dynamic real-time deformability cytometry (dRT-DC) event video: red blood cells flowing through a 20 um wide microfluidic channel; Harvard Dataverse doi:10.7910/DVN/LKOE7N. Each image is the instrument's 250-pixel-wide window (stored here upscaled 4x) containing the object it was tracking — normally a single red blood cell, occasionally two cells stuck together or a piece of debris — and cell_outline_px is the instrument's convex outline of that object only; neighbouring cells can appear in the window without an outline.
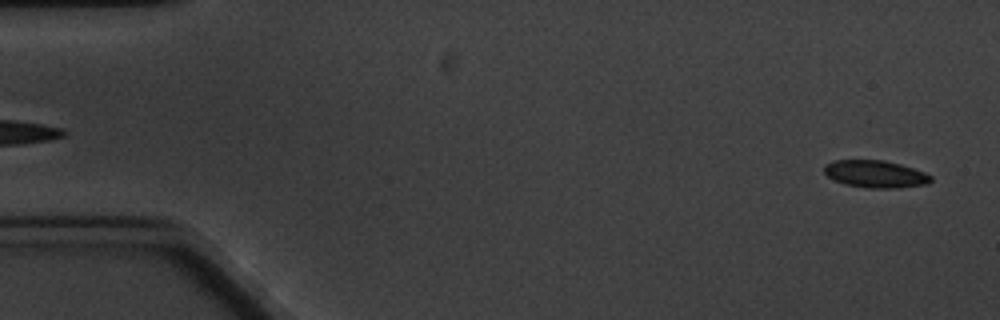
{"species": "common noctule bat (a hibernating species)", "species_latin": "Nyctalus noctula", "temperature_condition": "cold", "stored_images_in_passage": 5, "segment_of_instrument_passage": [2, 2], "camera_frame_rate_fps": 3000, "um_per_image_px": 0.085, "animal": {"sex": "male", "body_mass_g": 20.1, "forearm_length_mm": 53.5}, "frame": {"image": 1, "passage_image": 5, "time_ms": 4.667, "image_size_px": [1000, 320], "cell_outline_px": [[932, 180], [928, 184], [896, 188], [864, 188], [844, 184], [828, 176], [824, 172], [824, 164], [836, 160], [884, 160], [900, 164], [924, 172], [932, 176]], "centroid_in_image_um": [74.41, 14.8], "position_along_channel_um": 10.6, "area_um2": 16.99}}